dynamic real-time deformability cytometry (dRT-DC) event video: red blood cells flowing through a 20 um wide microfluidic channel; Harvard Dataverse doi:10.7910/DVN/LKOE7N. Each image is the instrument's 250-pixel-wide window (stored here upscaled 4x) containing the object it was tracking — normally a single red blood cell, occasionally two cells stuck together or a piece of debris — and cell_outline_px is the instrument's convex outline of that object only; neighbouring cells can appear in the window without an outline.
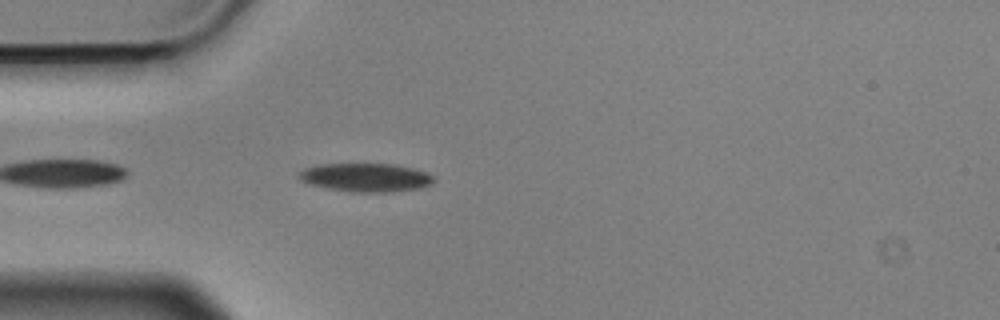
{"species": "Egyptian fruit bat (a non-hibernating species)", "species_latin": "Rousettus aegyptiacus", "temperature_condition": "cold", "stored_images_in_passage": 21, "camera_frame_rate_fps": 3000, "um_per_image_px": 0.085, "animal": {"sex": "male"}, "frame": {"image": 1, "passage_image": 3, "time_ms": 0.667, "image_size_px": [1000, 320], "cell_outline_px": [[436, 180], [432, 184], [420, 188], [392, 192], [360, 192], [328, 188], [312, 184], [304, 180], [300, 176], [300, 172], [304, 168], [316, 164], [396, 164], [428, 172]], "centroid_in_image_um": [31.18, 15.07], "position_along_channel_um": 53.8, "area_um2": 22.2}}
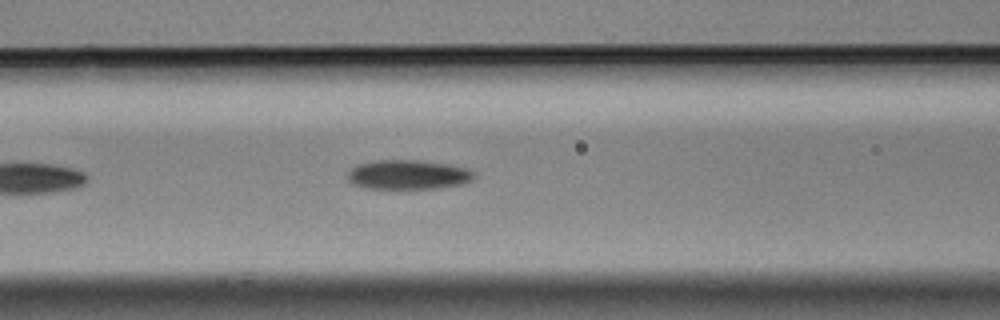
{"frame": {"image": 2, "passage_image": 10, "time_ms": 3.0, "image_size_px": [1000, 320], "cell_outline_px": [[472, 180], [460, 184], [436, 188], [364, 188], [352, 184], [348, 180], [348, 172], [356, 164], [376, 160], [420, 160], [448, 164], [464, 168], [472, 172]], "centroid_in_image_um": [34.61, 14.84], "position_along_channel_um": 132.0, "area_um2": 21.44}}
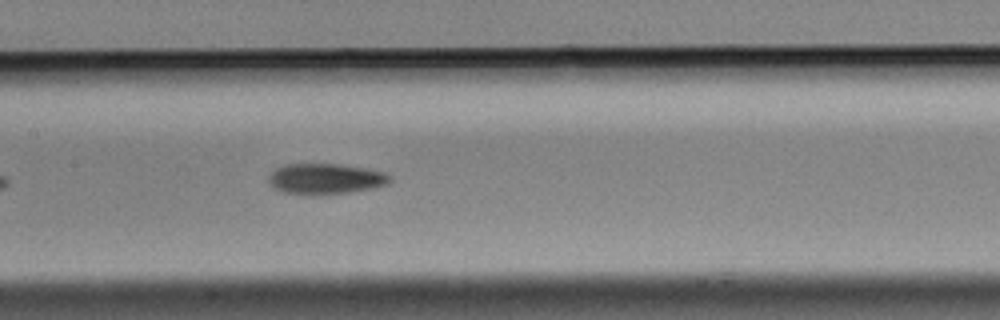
{"frame": {"image": 3, "passage_image": 14, "time_ms": 4.333, "image_size_px": [1000, 320], "cell_outline_px": [[388, 180], [384, 184], [368, 188], [348, 192], [312, 196], [284, 192], [272, 188], [268, 180], [268, 176], [276, 168], [284, 164], [340, 164], [364, 168], [384, 172], [388, 176]], "centroid_in_image_um": [27.54, 15.2], "position_along_channel_um": 179.9, "area_um2": 21.44}}